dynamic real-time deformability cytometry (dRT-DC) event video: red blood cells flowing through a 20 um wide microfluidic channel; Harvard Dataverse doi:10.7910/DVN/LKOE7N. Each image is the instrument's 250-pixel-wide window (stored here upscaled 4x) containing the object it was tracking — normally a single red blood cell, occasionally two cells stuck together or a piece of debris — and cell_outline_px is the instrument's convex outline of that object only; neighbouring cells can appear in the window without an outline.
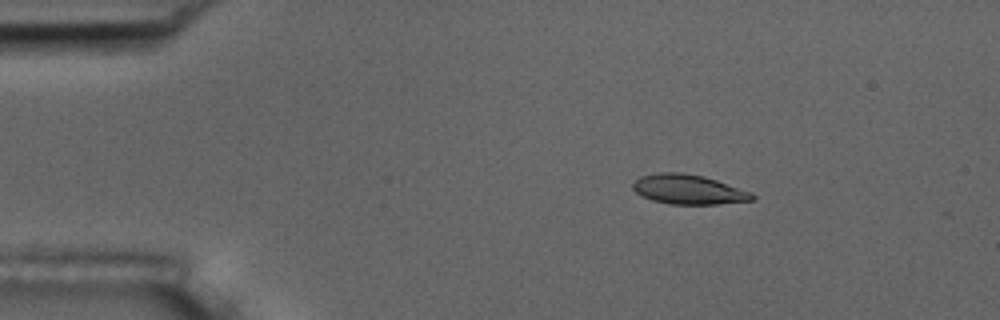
{"species": "common noctule bat (a hibernating species)", "species_latin": "Nyctalus noctula", "temperature_condition": "room temperature", "stored_images_in_passage": 5, "camera_frame_rate_fps": 3000, "um_per_image_px": 0.085, "animal": {"sex": "male", "body_mass_g": 17.5, "forearm_length_mm": 52.3}, "frame": {"image": 1, "passage_image": 3, "time_ms": 2.333, "image_size_px": [1000, 320], "cell_outline_px": [[756, 196], [752, 200], [716, 204], [668, 204], [652, 200], [640, 196], [632, 188], [632, 184], [640, 176], [660, 172], [680, 172], [704, 176], [752, 192]], "centroid_in_image_um": [58.49, 16.1], "position_along_channel_um": 26.5, "area_um2": 20.63}}